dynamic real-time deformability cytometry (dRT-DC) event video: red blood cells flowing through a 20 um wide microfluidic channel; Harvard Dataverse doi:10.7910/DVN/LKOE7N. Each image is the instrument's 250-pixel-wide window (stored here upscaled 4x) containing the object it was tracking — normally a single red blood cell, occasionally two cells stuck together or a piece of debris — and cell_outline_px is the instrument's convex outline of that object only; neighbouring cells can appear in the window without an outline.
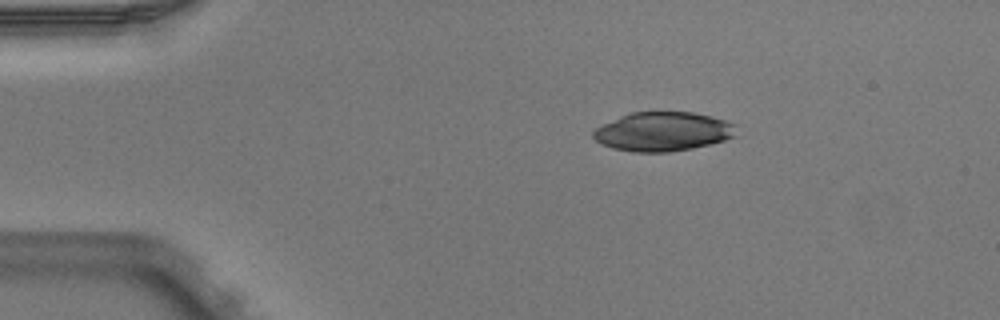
{"species": "Egyptian fruit bat (a non-hibernating species)", "species_latin": "Rousettus aegyptiacus", "temperature_condition": "warm", "stored_images_in_passage": 4, "camera_frame_rate_fps": 3000, "um_per_image_px": 0.085, "animal": {"sex": "male"}, "frame": {"image": 1, "passage_image": 1, "time_ms": 0.0, "image_size_px": [1000, 320], "cell_outline_px": [[740, 124], [736, 136], [724, 140], [692, 148], [668, 152], [632, 152], [612, 148], [600, 144], [592, 136], [592, 132], [596, 128], [620, 116], [632, 112], [692, 112], [712, 116]], "centroid_in_image_um": [56.4, 11.18], "position_along_channel_um": 28.6, "area_um2": 32.89}}